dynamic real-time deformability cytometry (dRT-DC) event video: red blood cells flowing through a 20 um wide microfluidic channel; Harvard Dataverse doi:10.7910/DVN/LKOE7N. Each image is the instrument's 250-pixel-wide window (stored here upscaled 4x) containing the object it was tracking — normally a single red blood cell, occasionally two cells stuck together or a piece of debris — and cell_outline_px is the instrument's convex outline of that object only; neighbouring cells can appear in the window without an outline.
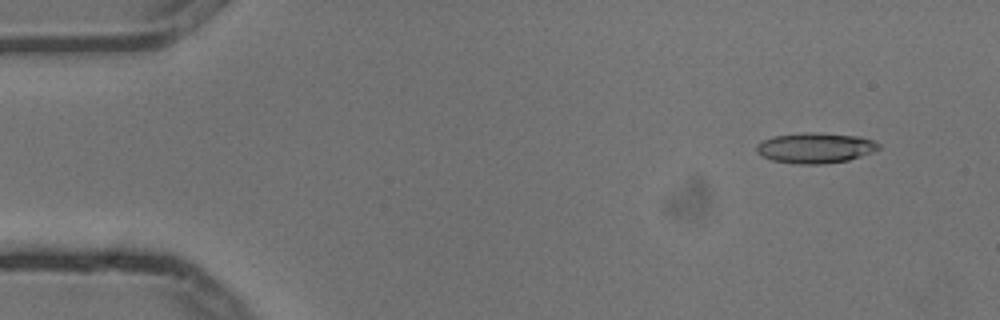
{"species": "common noctule bat (a hibernating species)", "species_latin": "Nyctalus noctula", "temperature_condition": "cold", "stored_images_in_passage": 5, "camera_frame_rate_fps": 3000, "um_per_image_px": 0.085, "animal": {"sex": "male", "body_mass_g": 13.3}, "frame": {"image": 1, "passage_image": 2, "time_ms": 0.333, "image_size_px": [1000, 320], "cell_outline_px": [[880, 148], [872, 152], [848, 160], [824, 164], [796, 164], [772, 160], [760, 156], [756, 152], [756, 144], [772, 136], [860, 136], [872, 140], [880, 144]], "centroid_in_image_um": [69.28, 12.65], "position_along_channel_um": 15.7, "area_um2": 20.4}}
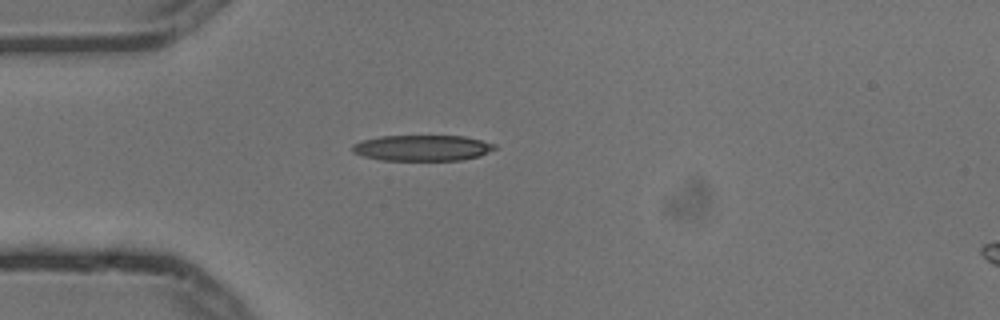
{"frame": {"image": 2, "passage_image": 5, "time_ms": 1.333, "image_size_px": [1000, 320], "cell_outline_px": [[496, 148], [480, 156], [460, 160], [380, 160], [364, 156], [352, 152], [352, 144], [364, 140], [380, 136], [464, 136], [496, 144]], "centroid_in_image_um": [35.89, 12.57], "position_along_channel_um": 49.1, "area_um2": 21.33}}